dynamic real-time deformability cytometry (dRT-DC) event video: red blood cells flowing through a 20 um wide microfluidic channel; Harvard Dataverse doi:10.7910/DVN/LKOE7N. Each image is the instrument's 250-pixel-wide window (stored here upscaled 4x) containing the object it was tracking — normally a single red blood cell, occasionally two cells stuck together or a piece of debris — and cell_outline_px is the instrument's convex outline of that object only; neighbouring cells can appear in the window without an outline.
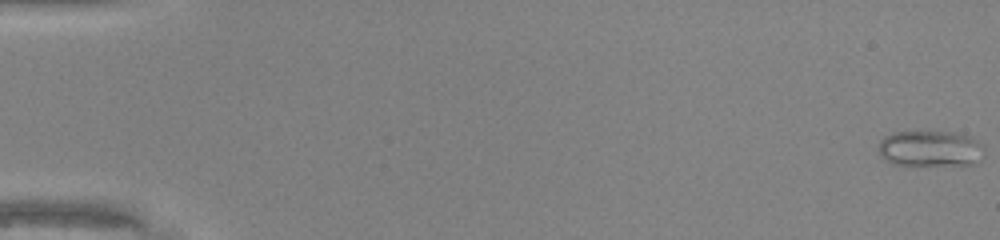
{"species": "common noctule bat (a hibernating species)", "species_latin": "Nyctalus noctula", "temperature_condition": "warm", "stored_images_in_passage": 49, "camera_frame_rate_fps": 3000, "um_per_image_px": 0.085, "animal": {"sex": "male", "body_mass_g": 20.0, "forearm_length_mm": 53.3}, "frame": {"image": 1, "passage_image": 1, "time_ms": 0.0, "image_size_px": [1000, 240], "cell_outline_px": [[984, 156], [980, 164], [892, 164], [884, 160], [880, 156], [880, 140], [884, 136], [892, 132], [952, 132], [972, 136], [984, 144]], "centroid_in_image_um": [79.14, 12.62], "position_along_channel_um": 5.9, "area_um2": 22.37}}
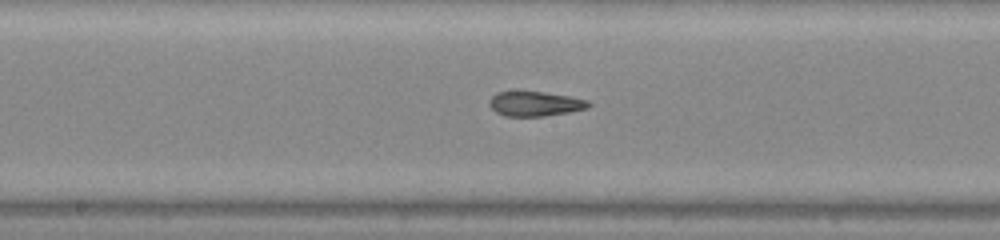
{"frame": {"image": 2, "passage_image": 27, "time_ms": 8.667, "image_size_px": [1000, 240], "cell_outline_px": [[592, 104], [588, 108], [568, 112], [544, 116], [504, 116], [496, 112], [488, 104], [488, 100], [496, 92], [544, 92], [568, 96], [588, 100]], "centroid_in_image_um": [45.47, 8.82], "position_along_channel_um": 202.7, "area_um2": 14.22}}
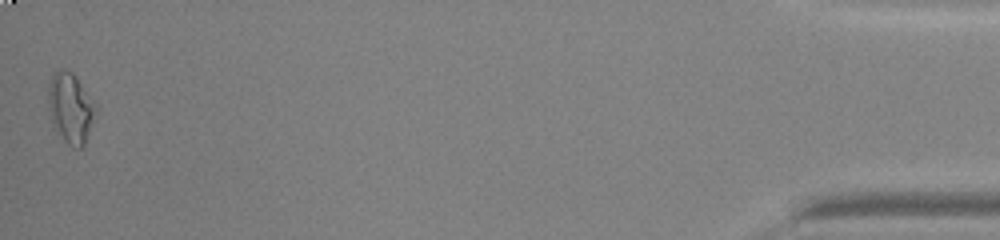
{"frame": {"image": 3, "passage_image": 49, "time_ms": 16.0, "image_size_px": [1000, 240], "cell_outline_px": [[96, 112], [92, 124], [84, 144], [80, 148], [72, 148], [56, 132], [52, 124], [48, 104], [48, 84], [52, 72], [60, 68], [72, 72], [96, 104]], "centroid_in_image_um": [5.97, 9.17], "position_along_channel_um": 429.2, "area_um2": 19.48}, "authors_computed_cell_mechanics": {"area_um2": 15.9528, "velocity_mm_per_s": 4.3041, "shape_relaxation_time_tau1_ms": null, "shape_relaxation_time_tau2_ms": 0.8528, "deformation_change_tau1": null, "deformation_change_tau2": 0.0853}}